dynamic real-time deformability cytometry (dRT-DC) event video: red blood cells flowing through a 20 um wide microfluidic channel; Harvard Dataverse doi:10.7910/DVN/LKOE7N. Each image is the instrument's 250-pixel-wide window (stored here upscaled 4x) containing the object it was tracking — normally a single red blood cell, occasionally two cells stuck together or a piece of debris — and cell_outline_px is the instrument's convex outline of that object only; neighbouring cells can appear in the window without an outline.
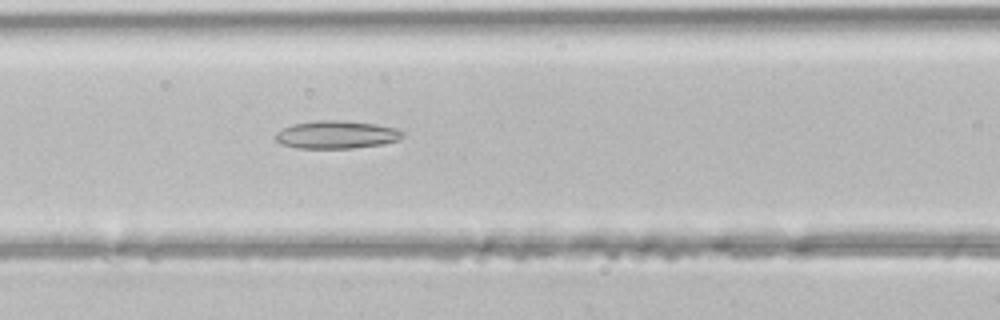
{"species": "common noctule bat (a hibernating species)", "species_latin": "Nyctalus noctula", "temperature_condition": "room temperature", "stored_images_in_passage": 40, "camera_frame_rate_fps": 3000, "um_per_image_px": 0.085, "animal": {"sex": "male", "body_mass_g": 21.5, "forearm_length_mm": 52.0}, "frame": {"image": 1, "passage_image": 13, "time_ms": 4.0, "image_size_px": [1000, 320], "cell_outline_px": [[404, 136], [400, 140], [384, 144], [352, 148], [296, 148], [280, 144], [276, 140], [276, 132], [292, 124], [320, 120], [344, 120], [376, 124], [396, 128], [404, 132]], "centroid_in_image_um": [28.63, 11.45], "position_along_channel_um": 138.0, "area_um2": 20.81}}
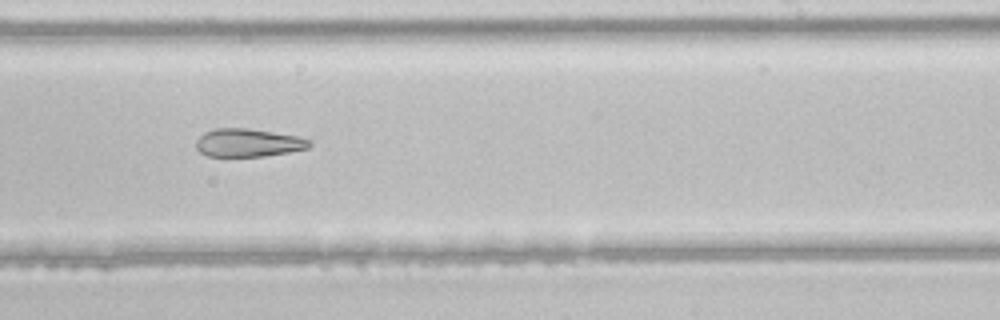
{"frame": {"image": 2, "passage_image": 22, "time_ms": 7.0, "image_size_px": [1000, 320], "cell_outline_px": [[312, 144], [308, 148], [288, 152], [264, 156], [208, 156], [200, 152], [196, 148], [196, 140], [204, 132], [216, 128], [244, 128], [300, 136], [312, 140]], "centroid_in_image_um": [21.11, 12.13], "position_along_channel_um": 267.9, "area_um2": 18.55}}
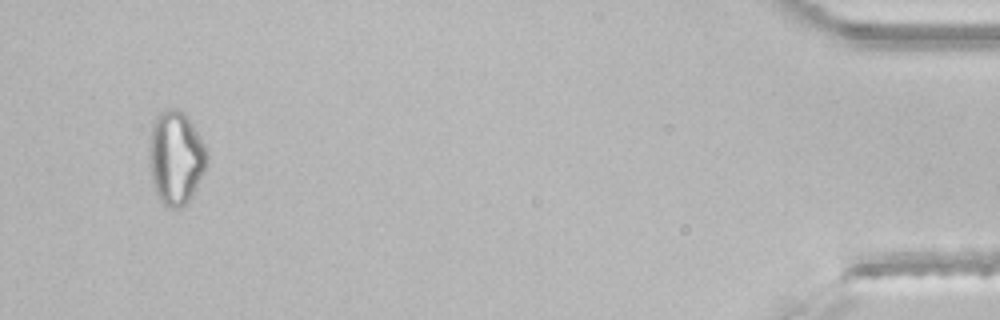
{"frame": {"image": 3, "passage_image": 38, "time_ms": 12.333, "image_size_px": [1000, 320], "cell_outline_px": [[208, 156], [204, 168], [196, 188], [192, 196], [180, 208], [172, 208], [164, 204], [156, 196], [152, 184], [148, 164], [148, 148], [152, 124], [156, 116], [164, 108], [176, 108], [184, 112], [200, 136], [204, 144]], "centroid_in_image_um": [14.89, 13.38], "position_along_channel_um": 420.3, "area_um2": 31.73}}